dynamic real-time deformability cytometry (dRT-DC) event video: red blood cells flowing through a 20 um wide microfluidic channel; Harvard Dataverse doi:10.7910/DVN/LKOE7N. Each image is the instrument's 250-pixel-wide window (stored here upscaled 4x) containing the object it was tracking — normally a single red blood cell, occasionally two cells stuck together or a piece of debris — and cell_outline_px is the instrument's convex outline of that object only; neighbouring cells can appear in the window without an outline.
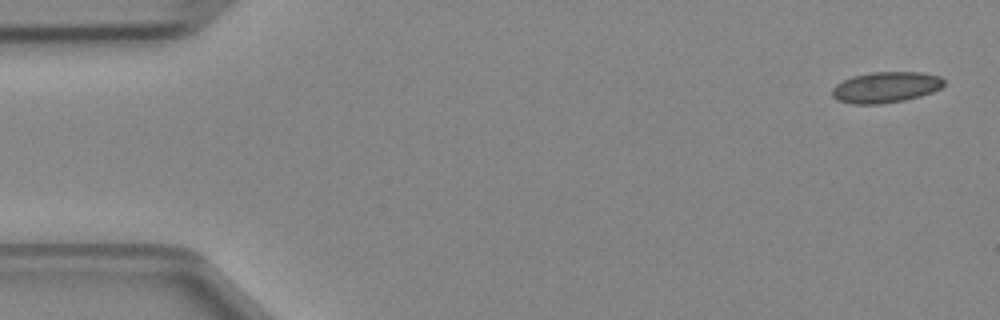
{"species": "Egyptian fruit bat (a non-hibernating species)", "species_latin": "Rousettus aegyptiacus", "temperature_condition": "cold", "stored_images_in_passage": 4, "camera_frame_rate_fps": 3000, "um_per_image_px": 0.085, "animal": {"sex": "female"}, "frame": {"image": 1, "passage_image": 1, "time_ms": 0.0, "image_size_px": [1000, 320], "cell_outline_px": [[944, 84], [940, 88], [932, 92], [920, 96], [904, 100], [880, 104], [852, 104], [836, 100], [832, 96], [832, 88], [836, 84], [852, 76], [872, 72], [920, 72], [940, 76], [944, 80]], "centroid_in_image_um": [75.27, 7.42], "position_along_channel_um": 9.7, "area_um2": 20.17}}